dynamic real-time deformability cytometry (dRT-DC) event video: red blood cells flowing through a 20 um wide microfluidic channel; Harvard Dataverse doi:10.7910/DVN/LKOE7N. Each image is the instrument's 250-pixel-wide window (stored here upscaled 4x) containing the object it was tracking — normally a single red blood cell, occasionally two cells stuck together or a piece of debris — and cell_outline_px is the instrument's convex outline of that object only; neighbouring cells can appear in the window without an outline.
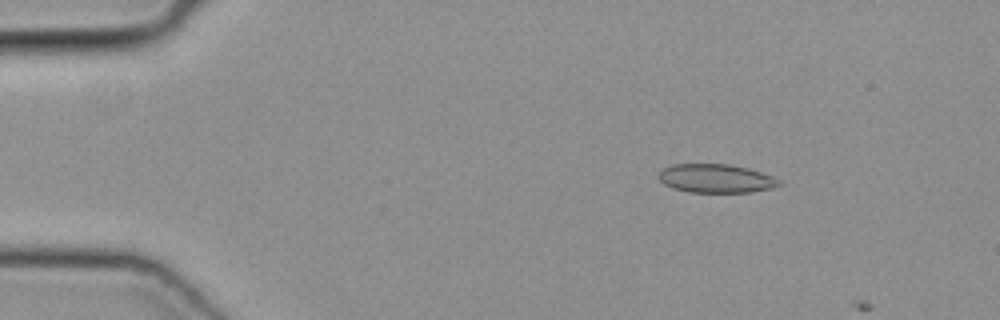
{"species": "common noctule bat (a hibernating species)", "species_latin": "Nyctalus noctula", "temperature_condition": "cold", "stored_images_in_passage": 8, "camera_frame_rate_fps": 3000, "um_per_image_px": 0.085, "animal": {"sex": "female", "body_mass_g": 19.3, "forearm_length_mm": 54.1}, "frame": {"image": 1, "passage_image": 7, "time_ms": 2.0, "image_size_px": [1000, 320], "cell_outline_px": [[784, 184], [772, 188], [752, 192], [688, 192], [672, 188], [664, 184], [660, 180], [660, 172], [664, 168], [672, 164], [728, 164], [748, 168], [772, 176], [780, 180]], "centroid_in_image_um": [60.89, 15.17], "position_along_channel_um": 24.1, "area_um2": 20.11}}